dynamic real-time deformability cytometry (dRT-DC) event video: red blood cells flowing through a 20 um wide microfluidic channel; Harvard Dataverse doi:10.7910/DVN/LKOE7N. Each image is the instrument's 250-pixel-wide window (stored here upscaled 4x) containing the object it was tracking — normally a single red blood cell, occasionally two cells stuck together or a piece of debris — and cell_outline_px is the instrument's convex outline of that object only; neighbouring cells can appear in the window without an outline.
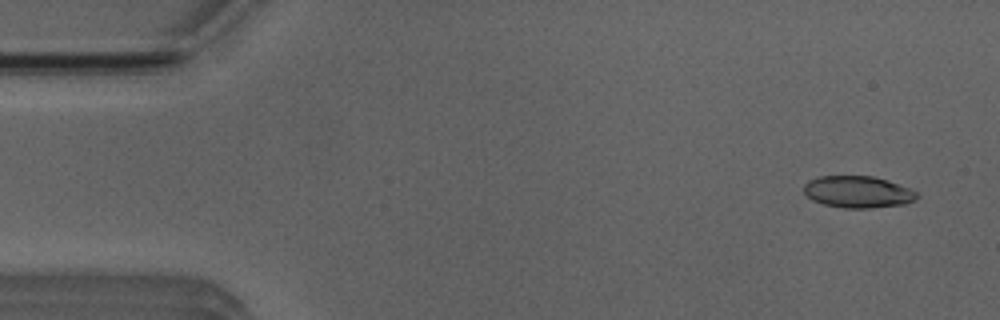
{"species": "Egyptian fruit bat (a non-hibernating species)", "species_latin": "Rousettus aegyptiacus", "temperature_condition": "room temperature", "stored_images_in_passage": 14, "camera_frame_rate_fps": 3000, "um_per_image_px": 0.085, "animal": {"sex": "male"}, "frame": {"image": 1, "passage_image": 3, "time_ms": 0.667, "image_size_px": [1000, 320], "cell_outline_px": [[920, 196], [916, 200], [904, 204], [868, 208], [844, 208], [824, 204], [812, 200], [804, 192], [804, 184], [808, 180], [820, 176], [872, 176], [888, 180], [908, 188], [916, 192]], "centroid_in_image_um": [72.92, 16.31], "position_along_channel_um": 12.1, "area_um2": 20.92}}